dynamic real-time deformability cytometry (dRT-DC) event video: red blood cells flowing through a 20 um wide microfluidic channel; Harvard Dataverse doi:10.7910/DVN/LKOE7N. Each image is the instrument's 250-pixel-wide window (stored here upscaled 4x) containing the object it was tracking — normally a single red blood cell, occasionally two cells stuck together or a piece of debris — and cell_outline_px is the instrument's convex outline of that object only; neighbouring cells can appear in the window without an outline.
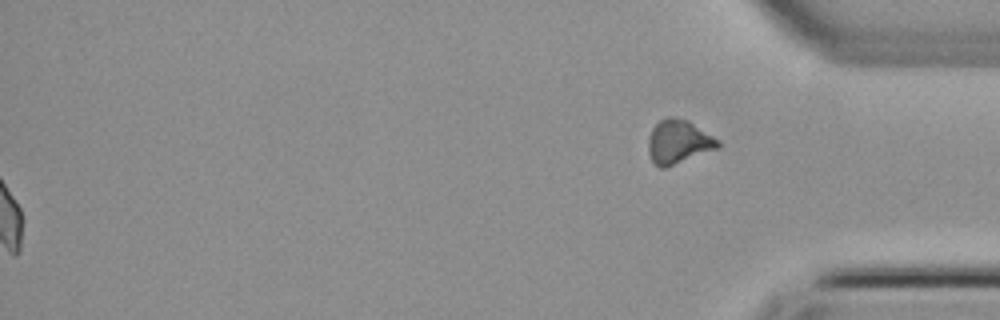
{"species": "common noctule bat (a hibernating species)", "species_latin": "Nyctalus noctula", "temperature_condition": "cold", "stored_images_in_passage": 42, "segment_of_instrument_passage": [2, 2], "camera_frame_rate_fps": 3000, "um_per_image_px": 0.085, "animal": {"sex": "female", "body_mass_g": 22.7, "forearm_length_mm": 54.2}, "frame": {"image": 1, "passage_image": 42, "time_ms": 13.667, "image_size_px": [1000, 320], "cell_outline_px": [[720, 148], [664, 168], [660, 168], [652, 160], [648, 152], [648, 136], [652, 128], [660, 120], [668, 116], [672, 116], [688, 120], [720, 140]], "centroid_in_image_um": [57.68, 12.04], "position_along_channel_um": 377.5, "area_um2": 17.92}}